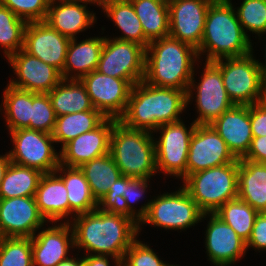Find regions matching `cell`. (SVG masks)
<instances>
[{
	"mask_svg": "<svg viewBox=\"0 0 266 266\" xmlns=\"http://www.w3.org/2000/svg\"><path fill=\"white\" fill-rule=\"evenodd\" d=\"M108 255H87L83 257V266H110Z\"/></svg>",
	"mask_w": 266,
	"mask_h": 266,
	"instance_id": "obj_47",
	"label": "cell"
},
{
	"mask_svg": "<svg viewBox=\"0 0 266 266\" xmlns=\"http://www.w3.org/2000/svg\"><path fill=\"white\" fill-rule=\"evenodd\" d=\"M106 117L97 109L56 117L52 137L62 147L77 136L98 127Z\"/></svg>",
	"mask_w": 266,
	"mask_h": 266,
	"instance_id": "obj_30",
	"label": "cell"
},
{
	"mask_svg": "<svg viewBox=\"0 0 266 266\" xmlns=\"http://www.w3.org/2000/svg\"><path fill=\"white\" fill-rule=\"evenodd\" d=\"M17 80H10L12 87L34 93H49L63 79L61 72L23 49L7 58Z\"/></svg>",
	"mask_w": 266,
	"mask_h": 266,
	"instance_id": "obj_18",
	"label": "cell"
},
{
	"mask_svg": "<svg viewBox=\"0 0 266 266\" xmlns=\"http://www.w3.org/2000/svg\"><path fill=\"white\" fill-rule=\"evenodd\" d=\"M146 48L132 41L105 37L97 71L127 80L132 86L145 76Z\"/></svg>",
	"mask_w": 266,
	"mask_h": 266,
	"instance_id": "obj_9",
	"label": "cell"
},
{
	"mask_svg": "<svg viewBox=\"0 0 266 266\" xmlns=\"http://www.w3.org/2000/svg\"><path fill=\"white\" fill-rule=\"evenodd\" d=\"M31 245L33 266H57L68 258L69 248H75L69 219L35 234L31 238Z\"/></svg>",
	"mask_w": 266,
	"mask_h": 266,
	"instance_id": "obj_21",
	"label": "cell"
},
{
	"mask_svg": "<svg viewBox=\"0 0 266 266\" xmlns=\"http://www.w3.org/2000/svg\"><path fill=\"white\" fill-rule=\"evenodd\" d=\"M239 159L189 174L183 187L203 213H214L238 196Z\"/></svg>",
	"mask_w": 266,
	"mask_h": 266,
	"instance_id": "obj_6",
	"label": "cell"
},
{
	"mask_svg": "<svg viewBox=\"0 0 266 266\" xmlns=\"http://www.w3.org/2000/svg\"><path fill=\"white\" fill-rule=\"evenodd\" d=\"M131 179V177L125 175L119 177V179L109 187L108 192L98 201V208L104 212L129 217L139 226L140 220L128 209L127 202L123 197L125 185Z\"/></svg>",
	"mask_w": 266,
	"mask_h": 266,
	"instance_id": "obj_40",
	"label": "cell"
},
{
	"mask_svg": "<svg viewBox=\"0 0 266 266\" xmlns=\"http://www.w3.org/2000/svg\"><path fill=\"white\" fill-rule=\"evenodd\" d=\"M26 26V21L0 3V46L6 58L23 49Z\"/></svg>",
	"mask_w": 266,
	"mask_h": 266,
	"instance_id": "obj_36",
	"label": "cell"
},
{
	"mask_svg": "<svg viewBox=\"0 0 266 266\" xmlns=\"http://www.w3.org/2000/svg\"><path fill=\"white\" fill-rule=\"evenodd\" d=\"M56 172L45 173L40 179L35 200L40 214L47 221L59 222L68 218L69 201L63 179Z\"/></svg>",
	"mask_w": 266,
	"mask_h": 266,
	"instance_id": "obj_24",
	"label": "cell"
},
{
	"mask_svg": "<svg viewBox=\"0 0 266 266\" xmlns=\"http://www.w3.org/2000/svg\"><path fill=\"white\" fill-rule=\"evenodd\" d=\"M231 0H214L207 11L198 59L206 61L233 58L253 52L252 42L244 33Z\"/></svg>",
	"mask_w": 266,
	"mask_h": 266,
	"instance_id": "obj_4",
	"label": "cell"
},
{
	"mask_svg": "<svg viewBox=\"0 0 266 266\" xmlns=\"http://www.w3.org/2000/svg\"><path fill=\"white\" fill-rule=\"evenodd\" d=\"M158 1H161V2H163V3L169 5L170 3H173V2H175L176 0H158Z\"/></svg>",
	"mask_w": 266,
	"mask_h": 266,
	"instance_id": "obj_53",
	"label": "cell"
},
{
	"mask_svg": "<svg viewBox=\"0 0 266 266\" xmlns=\"http://www.w3.org/2000/svg\"><path fill=\"white\" fill-rule=\"evenodd\" d=\"M236 160L225 141L211 125H196L190 140L186 177Z\"/></svg>",
	"mask_w": 266,
	"mask_h": 266,
	"instance_id": "obj_14",
	"label": "cell"
},
{
	"mask_svg": "<svg viewBox=\"0 0 266 266\" xmlns=\"http://www.w3.org/2000/svg\"><path fill=\"white\" fill-rule=\"evenodd\" d=\"M103 12L123 32V35L119 38L115 37V39L136 42L147 48L149 41L144 37L142 24L130 1L112 4L104 9Z\"/></svg>",
	"mask_w": 266,
	"mask_h": 266,
	"instance_id": "obj_34",
	"label": "cell"
},
{
	"mask_svg": "<svg viewBox=\"0 0 266 266\" xmlns=\"http://www.w3.org/2000/svg\"><path fill=\"white\" fill-rule=\"evenodd\" d=\"M121 266H172L160 260L153 249L135 239L125 252Z\"/></svg>",
	"mask_w": 266,
	"mask_h": 266,
	"instance_id": "obj_42",
	"label": "cell"
},
{
	"mask_svg": "<svg viewBox=\"0 0 266 266\" xmlns=\"http://www.w3.org/2000/svg\"><path fill=\"white\" fill-rule=\"evenodd\" d=\"M250 123L253 137L266 136V99L250 105Z\"/></svg>",
	"mask_w": 266,
	"mask_h": 266,
	"instance_id": "obj_45",
	"label": "cell"
},
{
	"mask_svg": "<svg viewBox=\"0 0 266 266\" xmlns=\"http://www.w3.org/2000/svg\"><path fill=\"white\" fill-rule=\"evenodd\" d=\"M76 41V38L71 39L68 45L63 68V79L66 80H80L97 69L105 37L86 38L79 43Z\"/></svg>",
	"mask_w": 266,
	"mask_h": 266,
	"instance_id": "obj_25",
	"label": "cell"
},
{
	"mask_svg": "<svg viewBox=\"0 0 266 266\" xmlns=\"http://www.w3.org/2000/svg\"><path fill=\"white\" fill-rule=\"evenodd\" d=\"M117 120L106 118L98 127L83 133L65 144L60 153V164L80 167L92 159L109 153L110 135Z\"/></svg>",
	"mask_w": 266,
	"mask_h": 266,
	"instance_id": "obj_19",
	"label": "cell"
},
{
	"mask_svg": "<svg viewBox=\"0 0 266 266\" xmlns=\"http://www.w3.org/2000/svg\"><path fill=\"white\" fill-rule=\"evenodd\" d=\"M48 95L56 117L94 108L80 80L62 79Z\"/></svg>",
	"mask_w": 266,
	"mask_h": 266,
	"instance_id": "obj_28",
	"label": "cell"
},
{
	"mask_svg": "<svg viewBox=\"0 0 266 266\" xmlns=\"http://www.w3.org/2000/svg\"><path fill=\"white\" fill-rule=\"evenodd\" d=\"M140 225L151 224L166 230H182L206 218L184 187L178 191L158 195L137 210Z\"/></svg>",
	"mask_w": 266,
	"mask_h": 266,
	"instance_id": "obj_7",
	"label": "cell"
},
{
	"mask_svg": "<svg viewBox=\"0 0 266 266\" xmlns=\"http://www.w3.org/2000/svg\"><path fill=\"white\" fill-rule=\"evenodd\" d=\"M266 250V212H258L252 229V234L246 243V248Z\"/></svg>",
	"mask_w": 266,
	"mask_h": 266,
	"instance_id": "obj_44",
	"label": "cell"
},
{
	"mask_svg": "<svg viewBox=\"0 0 266 266\" xmlns=\"http://www.w3.org/2000/svg\"><path fill=\"white\" fill-rule=\"evenodd\" d=\"M88 3L97 4V6H101L104 9H106L108 6L112 4H118L123 2H128L129 0H86Z\"/></svg>",
	"mask_w": 266,
	"mask_h": 266,
	"instance_id": "obj_49",
	"label": "cell"
},
{
	"mask_svg": "<svg viewBox=\"0 0 266 266\" xmlns=\"http://www.w3.org/2000/svg\"><path fill=\"white\" fill-rule=\"evenodd\" d=\"M3 111L9 131L30 129L31 92L8 86L3 91Z\"/></svg>",
	"mask_w": 266,
	"mask_h": 266,
	"instance_id": "obj_33",
	"label": "cell"
},
{
	"mask_svg": "<svg viewBox=\"0 0 266 266\" xmlns=\"http://www.w3.org/2000/svg\"><path fill=\"white\" fill-rule=\"evenodd\" d=\"M257 211L240 198L227 201L214 214L232 227L246 243L251 237Z\"/></svg>",
	"mask_w": 266,
	"mask_h": 266,
	"instance_id": "obj_35",
	"label": "cell"
},
{
	"mask_svg": "<svg viewBox=\"0 0 266 266\" xmlns=\"http://www.w3.org/2000/svg\"><path fill=\"white\" fill-rule=\"evenodd\" d=\"M57 266H83V258H71L68 257L67 259L61 261Z\"/></svg>",
	"mask_w": 266,
	"mask_h": 266,
	"instance_id": "obj_50",
	"label": "cell"
},
{
	"mask_svg": "<svg viewBox=\"0 0 266 266\" xmlns=\"http://www.w3.org/2000/svg\"><path fill=\"white\" fill-rule=\"evenodd\" d=\"M148 180L143 178H132L126 185L123 197L127 202L128 209L137 217V211L134 209L131 203H135L141 198L143 194H146L148 187Z\"/></svg>",
	"mask_w": 266,
	"mask_h": 266,
	"instance_id": "obj_43",
	"label": "cell"
},
{
	"mask_svg": "<svg viewBox=\"0 0 266 266\" xmlns=\"http://www.w3.org/2000/svg\"><path fill=\"white\" fill-rule=\"evenodd\" d=\"M149 41L169 36V7L158 0H129Z\"/></svg>",
	"mask_w": 266,
	"mask_h": 266,
	"instance_id": "obj_29",
	"label": "cell"
},
{
	"mask_svg": "<svg viewBox=\"0 0 266 266\" xmlns=\"http://www.w3.org/2000/svg\"><path fill=\"white\" fill-rule=\"evenodd\" d=\"M265 58H266V50H265ZM258 68L261 72L263 81L266 83V59H265V64H262L261 62L259 63L258 61Z\"/></svg>",
	"mask_w": 266,
	"mask_h": 266,
	"instance_id": "obj_51",
	"label": "cell"
},
{
	"mask_svg": "<svg viewBox=\"0 0 266 266\" xmlns=\"http://www.w3.org/2000/svg\"><path fill=\"white\" fill-rule=\"evenodd\" d=\"M0 266H33L31 238L0 237Z\"/></svg>",
	"mask_w": 266,
	"mask_h": 266,
	"instance_id": "obj_37",
	"label": "cell"
},
{
	"mask_svg": "<svg viewBox=\"0 0 266 266\" xmlns=\"http://www.w3.org/2000/svg\"><path fill=\"white\" fill-rule=\"evenodd\" d=\"M187 105L186 91L156 87L143 80L132 86L119 121L129 128L153 133L162 125L179 121Z\"/></svg>",
	"mask_w": 266,
	"mask_h": 266,
	"instance_id": "obj_2",
	"label": "cell"
},
{
	"mask_svg": "<svg viewBox=\"0 0 266 266\" xmlns=\"http://www.w3.org/2000/svg\"><path fill=\"white\" fill-rule=\"evenodd\" d=\"M11 163L8 152L5 155H0V186L4 175Z\"/></svg>",
	"mask_w": 266,
	"mask_h": 266,
	"instance_id": "obj_48",
	"label": "cell"
},
{
	"mask_svg": "<svg viewBox=\"0 0 266 266\" xmlns=\"http://www.w3.org/2000/svg\"><path fill=\"white\" fill-rule=\"evenodd\" d=\"M46 222L34 196L0 199V237L32 238Z\"/></svg>",
	"mask_w": 266,
	"mask_h": 266,
	"instance_id": "obj_15",
	"label": "cell"
},
{
	"mask_svg": "<svg viewBox=\"0 0 266 266\" xmlns=\"http://www.w3.org/2000/svg\"><path fill=\"white\" fill-rule=\"evenodd\" d=\"M205 68L201 74V81L195 85L194 72L187 91V104L191 101L195 89L196 107L199 113L194 120L197 125H210L234 104L229 99L223 84L220 68L211 61H205ZM195 86V87H194Z\"/></svg>",
	"mask_w": 266,
	"mask_h": 266,
	"instance_id": "obj_12",
	"label": "cell"
},
{
	"mask_svg": "<svg viewBox=\"0 0 266 266\" xmlns=\"http://www.w3.org/2000/svg\"><path fill=\"white\" fill-rule=\"evenodd\" d=\"M70 40L45 21L30 22L25 29L23 50L58 69L63 77Z\"/></svg>",
	"mask_w": 266,
	"mask_h": 266,
	"instance_id": "obj_17",
	"label": "cell"
},
{
	"mask_svg": "<svg viewBox=\"0 0 266 266\" xmlns=\"http://www.w3.org/2000/svg\"><path fill=\"white\" fill-rule=\"evenodd\" d=\"M58 3L49 4L45 22L60 34L74 39L77 33L92 27L95 23V13L86 9L88 4L86 0Z\"/></svg>",
	"mask_w": 266,
	"mask_h": 266,
	"instance_id": "obj_23",
	"label": "cell"
},
{
	"mask_svg": "<svg viewBox=\"0 0 266 266\" xmlns=\"http://www.w3.org/2000/svg\"><path fill=\"white\" fill-rule=\"evenodd\" d=\"M237 197L257 212H266V163L239 159Z\"/></svg>",
	"mask_w": 266,
	"mask_h": 266,
	"instance_id": "obj_26",
	"label": "cell"
},
{
	"mask_svg": "<svg viewBox=\"0 0 266 266\" xmlns=\"http://www.w3.org/2000/svg\"><path fill=\"white\" fill-rule=\"evenodd\" d=\"M237 158H243L253 139L250 105H234L210 124Z\"/></svg>",
	"mask_w": 266,
	"mask_h": 266,
	"instance_id": "obj_22",
	"label": "cell"
},
{
	"mask_svg": "<svg viewBox=\"0 0 266 266\" xmlns=\"http://www.w3.org/2000/svg\"><path fill=\"white\" fill-rule=\"evenodd\" d=\"M153 133L132 129L117 120L110 135L109 153L122 175L149 179L156 170Z\"/></svg>",
	"mask_w": 266,
	"mask_h": 266,
	"instance_id": "obj_5",
	"label": "cell"
},
{
	"mask_svg": "<svg viewBox=\"0 0 266 266\" xmlns=\"http://www.w3.org/2000/svg\"><path fill=\"white\" fill-rule=\"evenodd\" d=\"M75 217L72 215L71 222L74 247L83 248L88 255H108L121 266L125 252L139 235L138 225L129 217L99 208Z\"/></svg>",
	"mask_w": 266,
	"mask_h": 266,
	"instance_id": "obj_1",
	"label": "cell"
},
{
	"mask_svg": "<svg viewBox=\"0 0 266 266\" xmlns=\"http://www.w3.org/2000/svg\"><path fill=\"white\" fill-rule=\"evenodd\" d=\"M55 172L63 173V175H58L63 179L67 190L69 215L73 213L75 217L98 208V201L94 198L89 183L79 167H67L60 164Z\"/></svg>",
	"mask_w": 266,
	"mask_h": 266,
	"instance_id": "obj_27",
	"label": "cell"
},
{
	"mask_svg": "<svg viewBox=\"0 0 266 266\" xmlns=\"http://www.w3.org/2000/svg\"><path fill=\"white\" fill-rule=\"evenodd\" d=\"M89 183L94 198L99 201L109 190V187L122 176L110 153L92 159L80 167Z\"/></svg>",
	"mask_w": 266,
	"mask_h": 266,
	"instance_id": "obj_32",
	"label": "cell"
},
{
	"mask_svg": "<svg viewBox=\"0 0 266 266\" xmlns=\"http://www.w3.org/2000/svg\"><path fill=\"white\" fill-rule=\"evenodd\" d=\"M95 109L106 118L119 120L126 111L132 85L124 79L97 70L80 79Z\"/></svg>",
	"mask_w": 266,
	"mask_h": 266,
	"instance_id": "obj_13",
	"label": "cell"
},
{
	"mask_svg": "<svg viewBox=\"0 0 266 266\" xmlns=\"http://www.w3.org/2000/svg\"><path fill=\"white\" fill-rule=\"evenodd\" d=\"M197 58V50L178 39L167 36L153 40L146 48L144 81L187 92Z\"/></svg>",
	"mask_w": 266,
	"mask_h": 266,
	"instance_id": "obj_3",
	"label": "cell"
},
{
	"mask_svg": "<svg viewBox=\"0 0 266 266\" xmlns=\"http://www.w3.org/2000/svg\"><path fill=\"white\" fill-rule=\"evenodd\" d=\"M253 53L245 56L216 60L223 84L234 105H252L266 99V83Z\"/></svg>",
	"mask_w": 266,
	"mask_h": 266,
	"instance_id": "obj_8",
	"label": "cell"
},
{
	"mask_svg": "<svg viewBox=\"0 0 266 266\" xmlns=\"http://www.w3.org/2000/svg\"><path fill=\"white\" fill-rule=\"evenodd\" d=\"M9 133L14 145L8 153L12 163L37 169L44 174L55 172L60 165V153L52 145L55 142L52 134L31 129Z\"/></svg>",
	"mask_w": 266,
	"mask_h": 266,
	"instance_id": "obj_10",
	"label": "cell"
},
{
	"mask_svg": "<svg viewBox=\"0 0 266 266\" xmlns=\"http://www.w3.org/2000/svg\"><path fill=\"white\" fill-rule=\"evenodd\" d=\"M241 159L266 163V136L253 137L247 154Z\"/></svg>",
	"mask_w": 266,
	"mask_h": 266,
	"instance_id": "obj_46",
	"label": "cell"
},
{
	"mask_svg": "<svg viewBox=\"0 0 266 266\" xmlns=\"http://www.w3.org/2000/svg\"><path fill=\"white\" fill-rule=\"evenodd\" d=\"M236 13L248 38L247 30L259 37L266 34V0H243Z\"/></svg>",
	"mask_w": 266,
	"mask_h": 266,
	"instance_id": "obj_38",
	"label": "cell"
},
{
	"mask_svg": "<svg viewBox=\"0 0 266 266\" xmlns=\"http://www.w3.org/2000/svg\"><path fill=\"white\" fill-rule=\"evenodd\" d=\"M56 122V114L48 93L31 92L30 129L52 134Z\"/></svg>",
	"mask_w": 266,
	"mask_h": 266,
	"instance_id": "obj_39",
	"label": "cell"
},
{
	"mask_svg": "<svg viewBox=\"0 0 266 266\" xmlns=\"http://www.w3.org/2000/svg\"><path fill=\"white\" fill-rule=\"evenodd\" d=\"M196 125L193 121L188 129L184 122L179 120L155 130L161 133L158 141L154 140L157 172L163 171L164 174L182 178V181L186 178L190 140Z\"/></svg>",
	"mask_w": 266,
	"mask_h": 266,
	"instance_id": "obj_11",
	"label": "cell"
},
{
	"mask_svg": "<svg viewBox=\"0 0 266 266\" xmlns=\"http://www.w3.org/2000/svg\"><path fill=\"white\" fill-rule=\"evenodd\" d=\"M48 1H49V3H53V2L57 3L56 1H58V2H67V1H79V0H48Z\"/></svg>",
	"mask_w": 266,
	"mask_h": 266,
	"instance_id": "obj_52",
	"label": "cell"
},
{
	"mask_svg": "<svg viewBox=\"0 0 266 266\" xmlns=\"http://www.w3.org/2000/svg\"><path fill=\"white\" fill-rule=\"evenodd\" d=\"M0 3L27 23L45 21L50 4L48 0H0Z\"/></svg>",
	"mask_w": 266,
	"mask_h": 266,
	"instance_id": "obj_41",
	"label": "cell"
},
{
	"mask_svg": "<svg viewBox=\"0 0 266 266\" xmlns=\"http://www.w3.org/2000/svg\"><path fill=\"white\" fill-rule=\"evenodd\" d=\"M205 216L210 217L205 234L208 260L215 266H231L245 255L246 242L214 213H205Z\"/></svg>",
	"mask_w": 266,
	"mask_h": 266,
	"instance_id": "obj_20",
	"label": "cell"
},
{
	"mask_svg": "<svg viewBox=\"0 0 266 266\" xmlns=\"http://www.w3.org/2000/svg\"><path fill=\"white\" fill-rule=\"evenodd\" d=\"M41 171L10 163L0 186V199L35 196L41 177Z\"/></svg>",
	"mask_w": 266,
	"mask_h": 266,
	"instance_id": "obj_31",
	"label": "cell"
},
{
	"mask_svg": "<svg viewBox=\"0 0 266 266\" xmlns=\"http://www.w3.org/2000/svg\"><path fill=\"white\" fill-rule=\"evenodd\" d=\"M214 0H176L169 7V36L200 47L206 14Z\"/></svg>",
	"mask_w": 266,
	"mask_h": 266,
	"instance_id": "obj_16",
	"label": "cell"
}]
</instances>
